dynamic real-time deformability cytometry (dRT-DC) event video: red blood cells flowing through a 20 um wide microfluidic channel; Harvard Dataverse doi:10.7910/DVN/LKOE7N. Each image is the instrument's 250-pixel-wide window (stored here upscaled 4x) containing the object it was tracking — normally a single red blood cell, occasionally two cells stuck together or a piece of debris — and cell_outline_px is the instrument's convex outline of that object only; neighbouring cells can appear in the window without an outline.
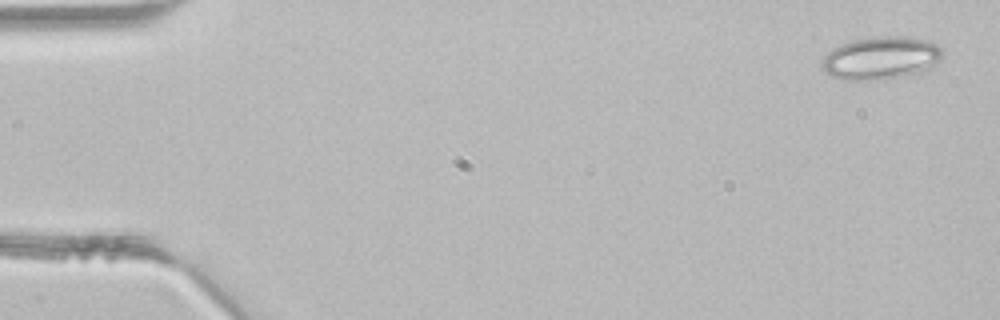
{"species": "common noctule bat (a hibernating species)", "species_latin": "Nyctalus noctula", "temperature_condition": "room temperature", "stored_images_in_passage": 5, "segment_of_instrument_passage": [2, 2], "camera_frame_rate_fps": 3000, "um_per_image_px": 0.085, "animal": {"sex": "male", "body_mass_g": 21.5, "forearm_length_mm": 52.0}, "frame": {"image": 1, "passage_image": 5, "time_ms": 1.333, "image_size_px": [1000, 320], "cell_outline_px": [[940, 56], [936, 64], [920, 72], [880, 80], [840, 80], [824, 72], [820, 68], [820, 64], [824, 56], [832, 48], [840, 44], [856, 40], [884, 36], [904, 36], [924, 40], [936, 44], [940, 48]], "centroid_in_image_um": [74.79, 4.95], "position_along_channel_um": 10.2, "area_um2": 29.88}}